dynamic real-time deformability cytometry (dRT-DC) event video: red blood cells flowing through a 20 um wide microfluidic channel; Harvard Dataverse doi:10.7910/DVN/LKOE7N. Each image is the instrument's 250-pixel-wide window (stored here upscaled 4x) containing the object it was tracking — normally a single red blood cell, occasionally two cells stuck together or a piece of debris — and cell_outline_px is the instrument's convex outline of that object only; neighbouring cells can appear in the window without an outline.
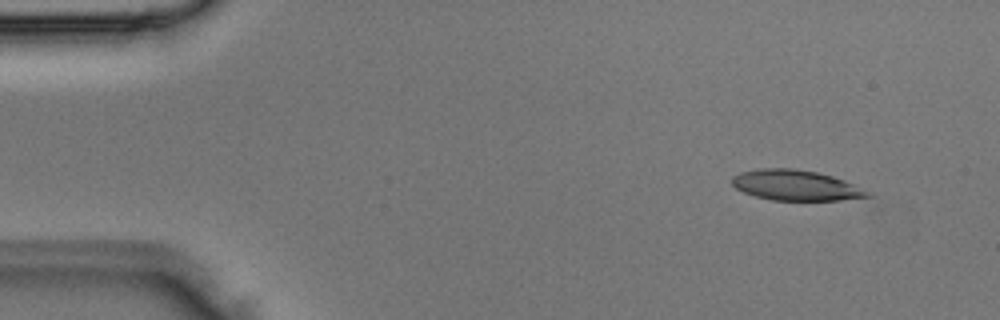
{"species": "Egyptian fruit bat (a non-hibernating species)", "species_latin": "Rousettus aegyptiacus", "temperature_condition": "room temperature", "stored_images_in_passage": 3, "camera_frame_rate_fps": 3000, "um_per_image_px": 0.085, "animal": {"sex": "male"}, "frame": {"image": 1, "passage_image": 1, "time_ms": 0.0, "image_size_px": [1000, 320], "cell_outline_px": [[872, 196], [840, 200], [772, 200], [756, 196], [744, 192], [736, 188], [732, 184], [732, 176], [740, 172], [760, 168], [792, 168], [816, 172], [832, 176], [844, 180], [872, 192]], "centroid_in_image_um": [67.65, 15.75], "position_along_channel_um": 17.4, "area_um2": 23.99}}
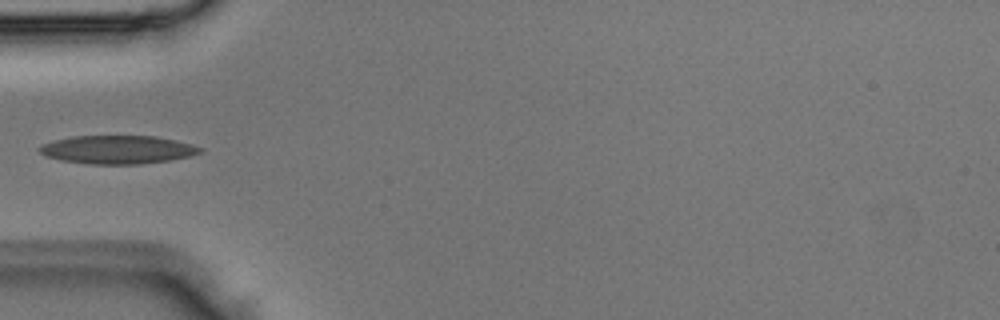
{"frame": {"image": 2, "passage_image": 3, "time_ms": 0.667, "image_size_px": [1000, 320], "cell_outline_px": [[204, 152], [172, 160], [140, 164], [92, 164], [60, 160], [44, 156], [36, 148], [44, 144], [56, 140], [72, 136], [156, 136], [176, 140], [192, 144], [204, 148]], "centroid_in_image_um": [10.03, 12.72], "position_along_channel_um": 75.0, "area_um2": 26.65}}